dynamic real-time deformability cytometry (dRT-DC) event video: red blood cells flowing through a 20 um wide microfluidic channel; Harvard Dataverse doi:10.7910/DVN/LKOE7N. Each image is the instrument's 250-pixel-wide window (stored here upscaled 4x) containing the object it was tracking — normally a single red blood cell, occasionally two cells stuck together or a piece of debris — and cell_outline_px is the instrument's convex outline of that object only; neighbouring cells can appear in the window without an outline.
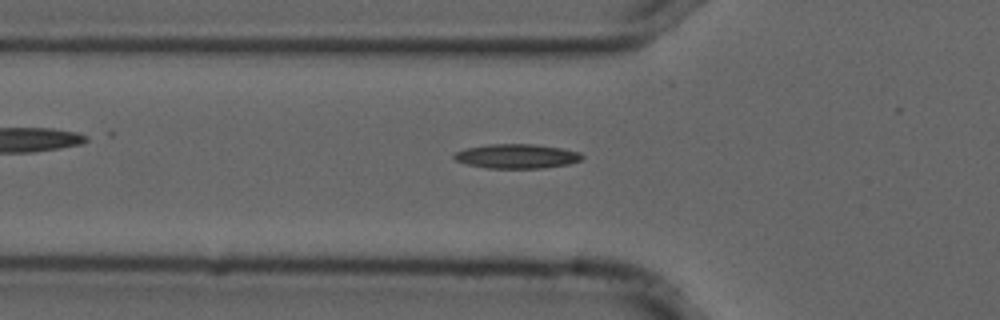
{"species": "common noctule bat (a hibernating species)", "species_latin": "Nyctalus noctula", "temperature_condition": "cold", "stored_images_in_passage": 55, "camera_frame_rate_fps": 3000, "um_per_image_px": 0.085, "animal": {"sex": "male", "forearm_length_mm": 52.5}, "frame": {"image": 1, "passage_image": 18, "time_ms": 5.667, "image_size_px": [1000, 320], "cell_outline_px": [[584, 156], [580, 160], [568, 164], [544, 168], [488, 168], [468, 164], [456, 160], [452, 156], [456, 152], [464, 148], [492, 144], [532, 144], [560, 148], [580, 152]], "centroid_in_image_um": [43.92, 13.28], "position_along_channel_um": 81.9, "area_um2": 18.03}}
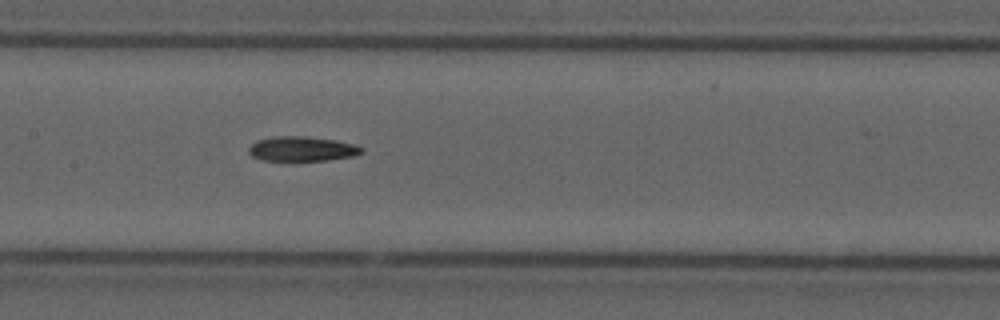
{"frame": {"image": 2, "passage_image": 26, "time_ms": 8.333, "image_size_px": [1000, 320], "cell_outline_px": [[364, 152], [352, 156], [328, 160], [292, 164], [260, 160], [252, 156], [248, 152], [248, 148], [256, 140], [276, 136], [308, 136], [336, 140], [352, 144], [364, 148]], "centroid_in_image_um": [25.61, 12.7], "position_along_channel_um": 181.8, "area_um2": 17.22}}
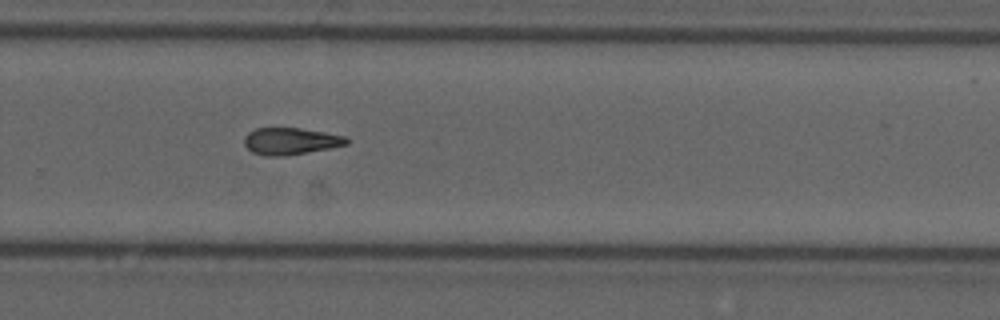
{"frame": {"image": 3, "passage_image": 36, "time_ms": 11.667, "image_size_px": [1000, 320], "cell_outline_px": [[348, 144], [328, 148], [284, 156], [264, 156], [252, 152], [244, 144], [244, 136], [248, 132], [256, 128], [300, 128], [324, 132], [344, 136], [348, 140]], "centroid_in_image_um": [24.65, 11.99], "position_along_channel_um": 305.2, "area_um2": 15.9}}